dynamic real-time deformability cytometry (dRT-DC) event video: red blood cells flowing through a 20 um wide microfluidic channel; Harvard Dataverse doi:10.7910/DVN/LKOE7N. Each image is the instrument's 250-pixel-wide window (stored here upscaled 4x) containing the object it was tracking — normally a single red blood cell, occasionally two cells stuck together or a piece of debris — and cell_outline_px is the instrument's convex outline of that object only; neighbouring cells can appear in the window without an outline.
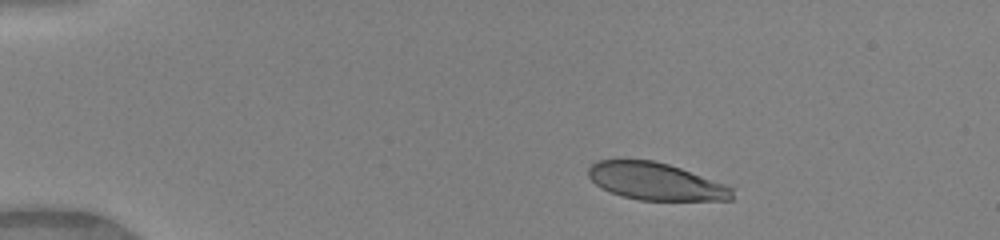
{"species": "human", "species_latin": "Homo sapiens", "temperature_condition": "warm", "stored_images_in_passage": 35, "camera_frame_rate_fps": 3000, "um_per_image_px": 0.085, "donor": {"sex": "female"}, "frame": {"image": 1, "passage_image": 1, "time_ms": 0.0, "image_size_px": [1000, 240], "cell_outline_px": [[732, 200], [640, 200], [624, 196], [612, 192], [596, 184], [588, 176], [588, 168], [592, 164], [600, 160], [652, 160], [668, 164], [680, 168], [732, 188]], "centroid_in_image_um": [55.7, 15.42], "position_along_channel_um": 29.3, "area_um2": 30.52}}
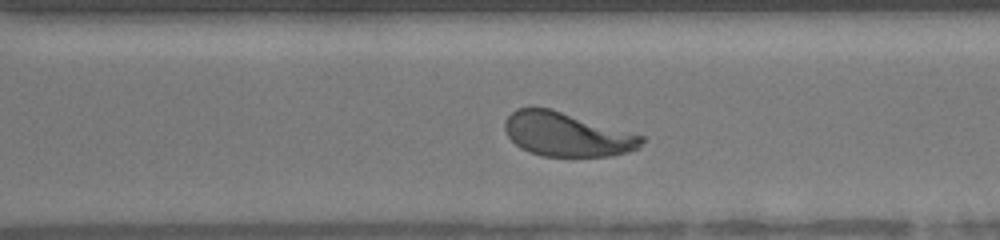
{"frame": {"image": 2, "passage_image": 28, "time_ms": 9.0, "image_size_px": [1000, 240], "cell_outline_px": [[644, 140], [636, 148], [624, 152], [608, 156], [544, 156], [520, 148], [508, 136], [504, 128], [504, 120], [516, 108], [552, 108], [644, 136]], "centroid_in_image_um": [48.14, 11.4], "position_along_channel_um": 322.5, "area_um2": 34.68}}
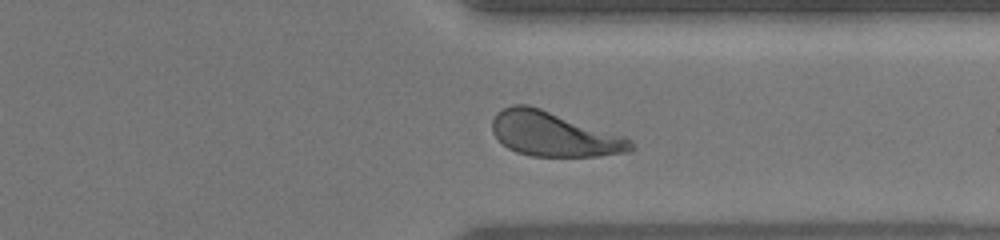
{"frame": {"image": 3, "passage_image": 31, "time_ms": 10.0, "image_size_px": [1000, 240], "cell_outline_px": [[636, 148], [628, 152], [600, 156], [532, 156], [516, 152], [508, 148], [492, 132], [492, 120], [496, 112], [512, 104], [528, 104], [624, 136], [632, 140]], "centroid_in_image_um": [47.08, 11.4], "position_along_channel_um": 364.3, "area_um2": 35.89}, "authors_computed_cell_mechanics": {"area_um2": 35.7782, "velocity_mm_per_s": 4.1184, "shape_relaxation_time_tau1_ms": 3.0306, "shape_relaxation_time_tau2_ms": null, "deformation_change_tau1": 0.1684, "deformation_change_tau2": null}}